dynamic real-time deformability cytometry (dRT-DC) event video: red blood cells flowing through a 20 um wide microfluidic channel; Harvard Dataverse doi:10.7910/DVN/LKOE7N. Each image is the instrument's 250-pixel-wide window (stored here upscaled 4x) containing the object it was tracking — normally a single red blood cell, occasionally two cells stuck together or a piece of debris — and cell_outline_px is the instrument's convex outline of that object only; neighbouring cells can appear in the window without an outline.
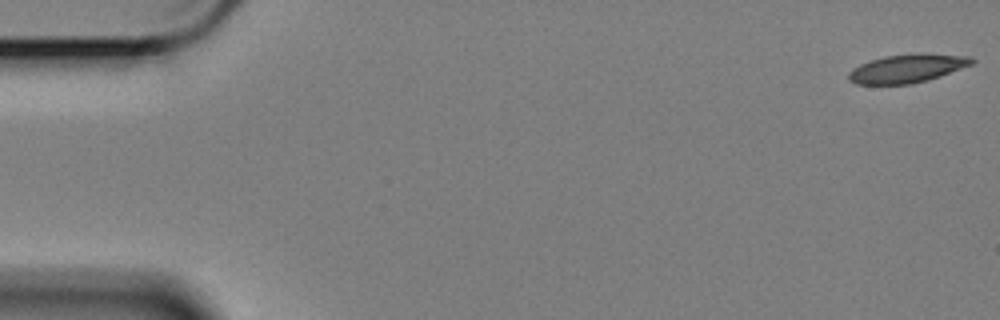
{"species": "Egyptian fruit bat (a non-hibernating species)", "species_latin": "Rousettus aegyptiacus", "temperature_condition": "cold", "stored_images_in_passage": 10, "camera_frame_rate_fps": 3000, "um_per_image_px": 0.085, "animal": {"sex": "female"}, "frame": {"image": 1, "passage_image": 1, "time_ms": 0.0, "image_size_px": [1000, 320], "cell_outline_px": [[976, 60], [972, 64], [940, 76], [928, 80], [912, 84], [856, 84], [848, 80], [848, 72], [852, 68], [860, 64], [884, 56], [968, 56]], "centroid_in_image_um": [77.01, 5.88], "position_along_channel_um": 8.0, "area_um2": 19.36}}